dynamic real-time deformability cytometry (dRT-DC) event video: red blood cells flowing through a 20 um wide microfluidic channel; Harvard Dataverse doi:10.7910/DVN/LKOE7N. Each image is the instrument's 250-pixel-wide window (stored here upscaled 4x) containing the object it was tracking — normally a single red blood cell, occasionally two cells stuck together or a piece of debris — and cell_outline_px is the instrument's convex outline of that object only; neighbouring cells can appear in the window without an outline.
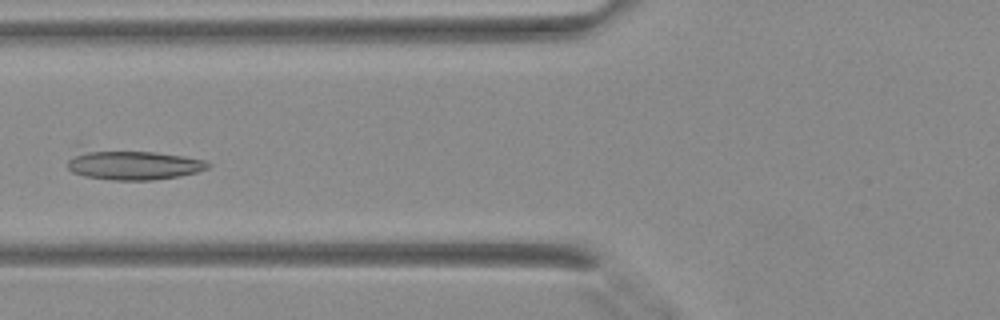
{"species": "Egyptian fruit bat (a non-hibernating species)", "species_latin": "Rousettus aegyptiacus", "temperature_condition": "warm", "stored_images_in_passage": 40, "camera_frame_rate_fps": 3000, "um_per_image_px": 0.085, "animal": {"sex": "female"}, "frame": {"image": 1, "passage_image": 14, "time_ms": 4.333, "image_size_px": [1000, 320], "cell_outline_px": [[212, 164], [208, 168], [196, 172], [180, 176], [152, 180], [112, 180], [84, 176], [72, 172], [68, 168], [68, 160], [76, 144], [80, 144], [156, 152], [184, 156], [204, 160]], "centroid_in_image_um": [11.09, 13.92], "position_along_channel_um": 114.7, "area_um2": 26.13}}
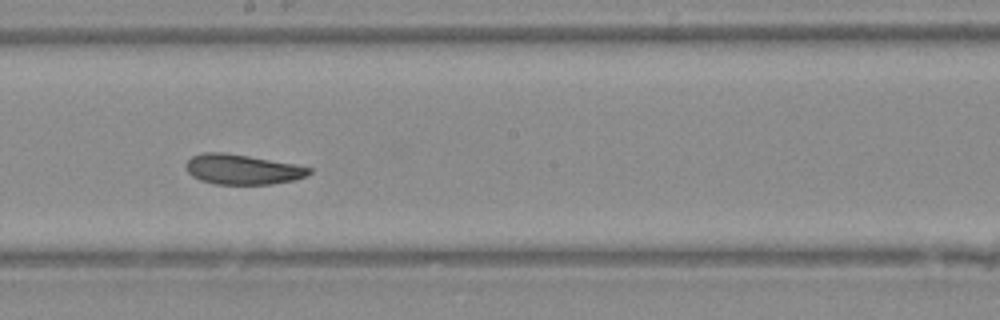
{"frame": {"image": 2, "passage_image": 21, "time_ms": 6.667, "image_size_px": [1000, 320], "cell_outline_px": [[312, 172], [308, 176], [292, 180], [272, 184], [212, 184], [200, 180], [192, 176], [188, 172], [184, 164], [192, 156], [204, 152], [224, 152], [248, 156], [292, 164], [312, 168]], "centroid_in_image_um": [20.57, 14.4], "position_along_channel_um": 227.6, "area_um2": 21.5}}
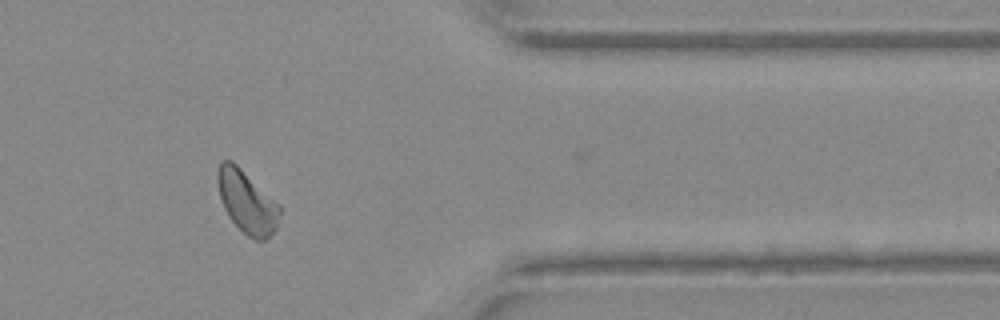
{"frame": {"image": 3, "passage_image": 32, "time_ms": 10.333, "image_size_px": [1000, 320], "cell_outline_px": [[280, 212], [276, 228], [264, 240], [256, 240], [248, 236], [228, 216], [220, 200], [216, 180], [216, 176], [220, 164], [224, 160], [232, 160], [280, 204]], "centroid_in_image_um": [20.97, 17.14], "position_along_channel_um": 390.4, "area_um2": 22.48}}